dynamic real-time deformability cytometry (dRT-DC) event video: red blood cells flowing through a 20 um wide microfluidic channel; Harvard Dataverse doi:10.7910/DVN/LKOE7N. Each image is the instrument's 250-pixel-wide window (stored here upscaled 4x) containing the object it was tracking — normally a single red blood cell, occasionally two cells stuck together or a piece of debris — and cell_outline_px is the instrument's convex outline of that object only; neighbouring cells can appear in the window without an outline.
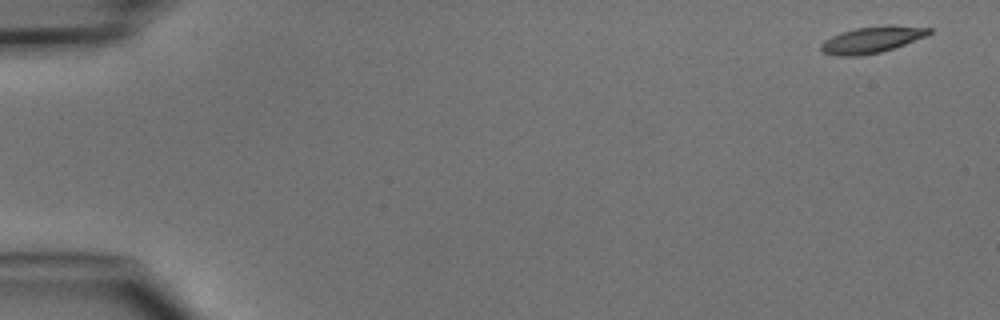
{"species": "common noctule bat (a hibernating species)", "species_latin": "Nyctalus noctula", "temperature_condition": "cold", "stored_images_in_passage": 6, "camera_frame_rate_fps": 3000, "um_per_image_px": 0.085, "animal": {"sex": "male", "body_mass_g": 15.6}, "frame": {"image": 1, "passage_image": 1, "time_ms": 0.0, "image_size_px": [1000, 320], "cell_outline_px": [[932, 32], [928, 36], [880, 52], [860, 56], [836, 56], [824, 52], [820, 48], [820, 44], [824, 40], [840, 32], [856, 28], [932, 28]], "centroid_in_image_um": [74.01, 3.44], "position_along_channel_um": 11.0, "area_um2": 15.66}}
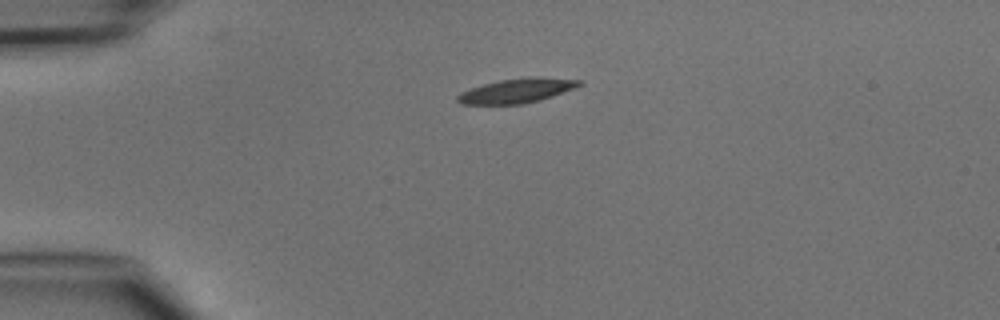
{"frame": {"image": 2, "passage_image": 4, "time_ms": 3.333, "image_size_px": [1000, 320], "cell_outline_px": [[584, 84], [552, 96], [540, 100], [520, 104], [460, 104], [456, 100], [456, 96], [460, 92], [468, 88], [500, 80], [528, 76], [540, 76], [580, 80]], "centroid_in_image_um": [43.9, 7.69], "position_along_channel_um": 41.1, "area_um2": 17.46}}